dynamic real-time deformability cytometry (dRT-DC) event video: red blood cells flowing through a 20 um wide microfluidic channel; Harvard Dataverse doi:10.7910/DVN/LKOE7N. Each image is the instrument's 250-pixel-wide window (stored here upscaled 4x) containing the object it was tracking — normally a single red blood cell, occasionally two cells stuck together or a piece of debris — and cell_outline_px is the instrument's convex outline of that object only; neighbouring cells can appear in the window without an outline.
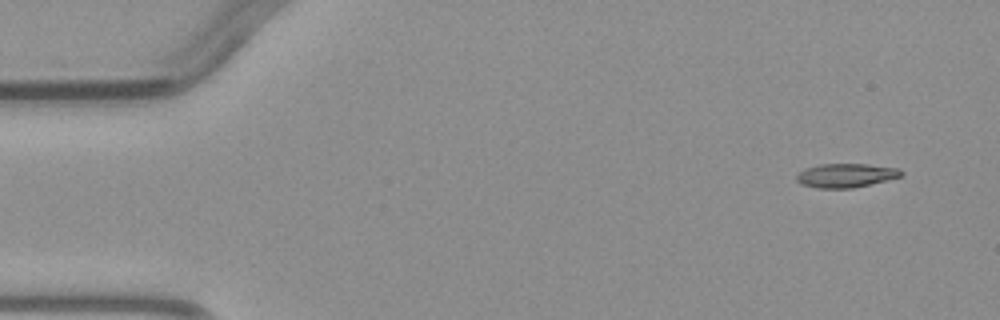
{"species": "common noctule bat (a hibernating species)", "species_latin": "Nyctalus noctula", "temperature_condition": "warm", "stored_images_in_passage": 3, "camera_frame_rate_fps": 3000, "um_per_image_px": 0.085, "animal": {"sex": "male", "body_mass_g": 23.1, "forearm_length_mm": 52.7}, "frame": {"image": 1, "passage_image": 1, "time_ms": 0.0, "image_size_px": [1000, 320], "cell_outline_px": [[904, 172], [900, 176], [852, 188], [816, 188], [800, 184], [796, 180], [796, 176], [804, 168], [820, 164], [868, 164], [900, 168]], "centroid_in_image_um": [71.86, 14.9], "position_along_channel_um": 13.1, "area_um2": 14.51}}
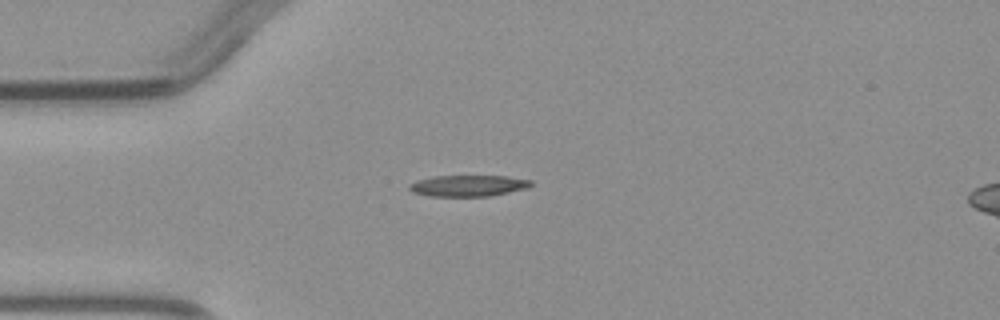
{"frame": {"image": 2, "passage_image": 3, "time_ms": 3.0, "image_size_px": [1000, 320], "cell_outline_px": [[532, 184], [528, 188], [488, 196], [428, 196], [412, 192], [408, 188], [408, 184], [416, 180], [436, 176], [504, 176], [532, 180]], "centroid_in_image_um": [39.76, 15.78], "position_along_channel_um": 45.2, "area_um2": 15.03}}